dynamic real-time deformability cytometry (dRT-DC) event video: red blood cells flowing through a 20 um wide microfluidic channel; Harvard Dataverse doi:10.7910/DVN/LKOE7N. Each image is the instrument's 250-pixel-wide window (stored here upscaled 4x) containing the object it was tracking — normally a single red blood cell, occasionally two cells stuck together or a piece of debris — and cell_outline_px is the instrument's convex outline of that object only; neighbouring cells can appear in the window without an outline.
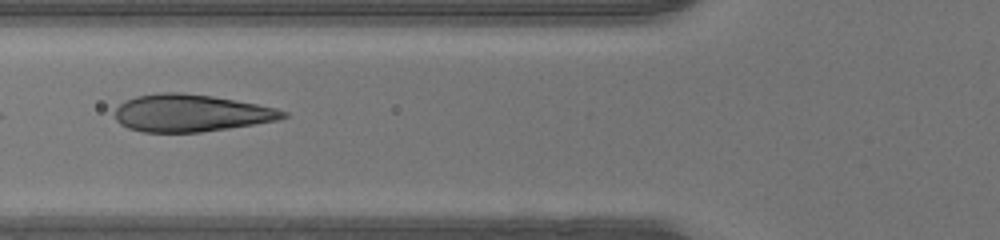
{"species": "human", "species_latin": "Homo sapiens", "temperature_condition": "warm", "stored_images_in_passage": 19, "camera_frame_rate_fps": 3000, "um_per_image_px": 0.085, "donor": {"sex": "male"}, "frame": {"image": 1, "passage_image": 4, "time_ms": 1.0, "image_size_px": [1000, 240], "cell_outline_px": [[288, 116], [280, 120], [228, 128], [200, 132], [144, 132], [128, 128], [120, 124], [116, 120], [116, 108], [124, 100], [136, 96], [160, 92], [180, 92], [212, 96], [236, 100], [276, 108], [288, 112]], "centroid_in_image_um": [16.23, 9.6], "position_along_channel_um": 109.6, "area_um2": 36.53}}
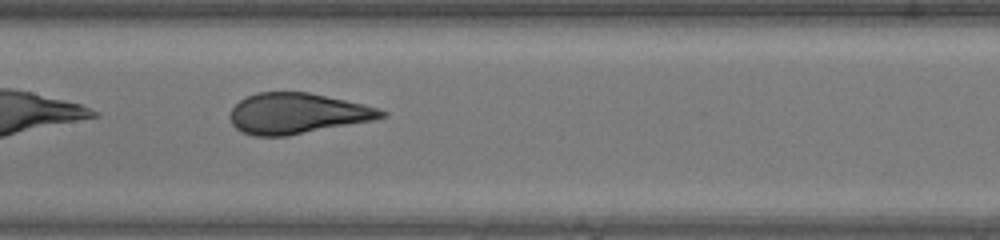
{"frame": {"image": 2, "passage_image": 9, "time_ms": 2.667, "image_size_px": [1000, 240], "cell_outline_px": [[388, 116], [372, 120], [288, 136], [256, 136], [244, 132], [236, 128], [232, 124], [232, 108], [240, 100], [256, 92], [308, 92], [364, 104], [388, 112]], "centroid_in_image_um": [25.29, 9.64], "position_along_channel_um": 182.1, "area_um2": 35.49}}